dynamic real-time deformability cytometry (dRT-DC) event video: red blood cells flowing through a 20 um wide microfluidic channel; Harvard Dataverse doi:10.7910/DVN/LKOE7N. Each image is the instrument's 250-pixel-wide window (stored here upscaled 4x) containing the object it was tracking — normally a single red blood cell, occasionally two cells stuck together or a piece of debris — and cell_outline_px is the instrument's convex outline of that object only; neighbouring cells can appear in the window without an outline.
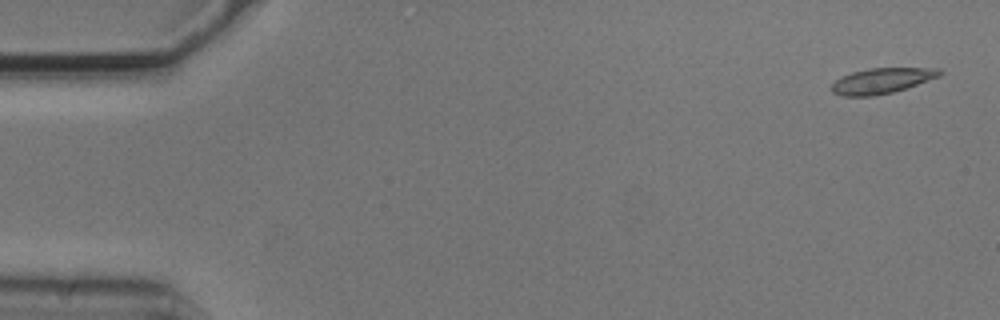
{"species": "common noctule bat (a hibernating species)", "species_latin": "Nyctalus noctula", "temperature_condition": "cold", "stored_images_in_passage": 15, "camera_frame_rate_fps": 3000, "um_per_image_px": 0.085, "animal": {"sex": "male", "body_mass_g": 20.5, "forearm_length_mm": 52.5}, "frame": {"image": 1, "passage_image": 1, "time_ms": 0.0, "image_size_px": [1000, 320], "cell_outline_px": [[944, 72], [940, 76], [892, 92], [872, 96], [844, 96], [832, 92], [832, 84], [840, 76], [852, 72], [868, 68], [940, 68]], "centroid_in_image_um": [74.94, 6.85], "position_along_channel_um": 10.1, "area_um2": 15.9}}